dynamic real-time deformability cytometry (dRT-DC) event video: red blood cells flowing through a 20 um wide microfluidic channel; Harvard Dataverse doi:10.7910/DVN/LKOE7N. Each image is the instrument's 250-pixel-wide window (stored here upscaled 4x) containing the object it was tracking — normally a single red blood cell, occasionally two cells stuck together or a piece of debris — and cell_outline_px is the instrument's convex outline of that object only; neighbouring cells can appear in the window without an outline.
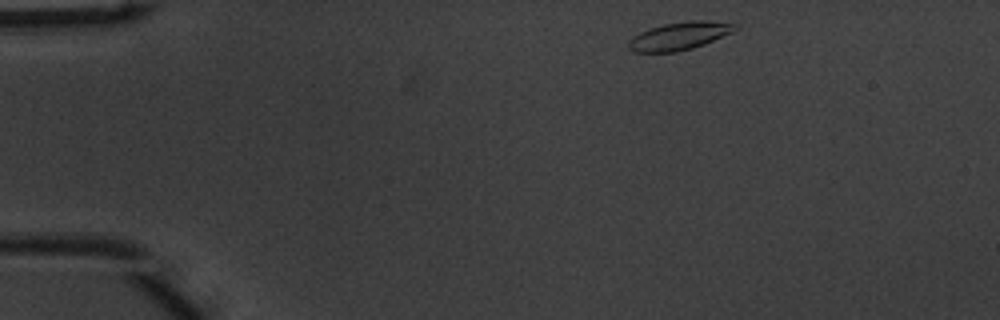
{"species": "common noctule bat (a hibernating species)", "species_latin": "Nyctalus noctula", "temperature_condition": "warm", "stored_images_in_passage": 45, "camera_frame_rate_fps": 3000, "um_per_image_px": 0.085, "animal": {"sex": "male", "body_mass_g": 20.1, "forearm_length_mm": 53.5}, "frame": {"image": 1, "passage_image": 1, "time_ms": 0.0, "image_size_px": [1000, 320], "cell_outline_px": [[740, 28], [732, 32], [704, 44], [692, 48], [676, 52], [632, 52], [628, 48], [628, 40], [632, 36], [648, 28], [664, 24], [688, 20], [704, 20], [740, 24]], "centroid_in_image_um": [57.74, 3.05], "position_along_channel_um": 27.3, "area_um2": 17.51}}
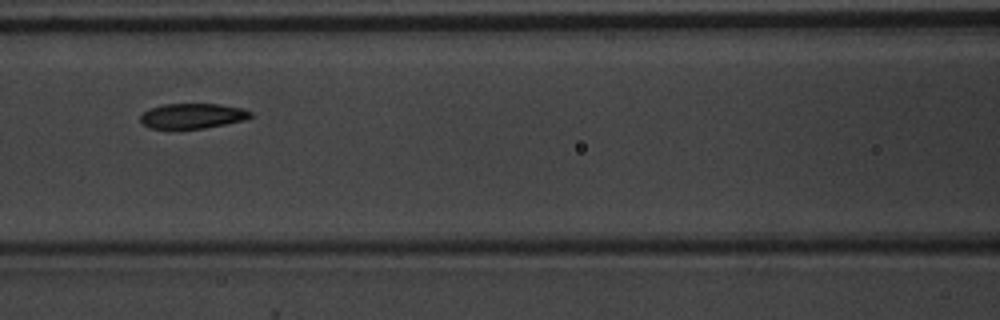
{"frame": {"image": 2, "passage_image": 16, "time_ms": 5.0, "image_size_px": [1000, 320], "cell_outline_px": [[252, 116], [244, 120], [204, 128], [172, 132], [148, 128], [140, 120], [140, 116], [144, 112], [152, 108], [164, 104], [220, 104], [240, 108], [252, 112]], "centroid_in_image_um": [16.29, 9.9], "position_along_channel_um": 150.3, "area_um2": 16.65}}
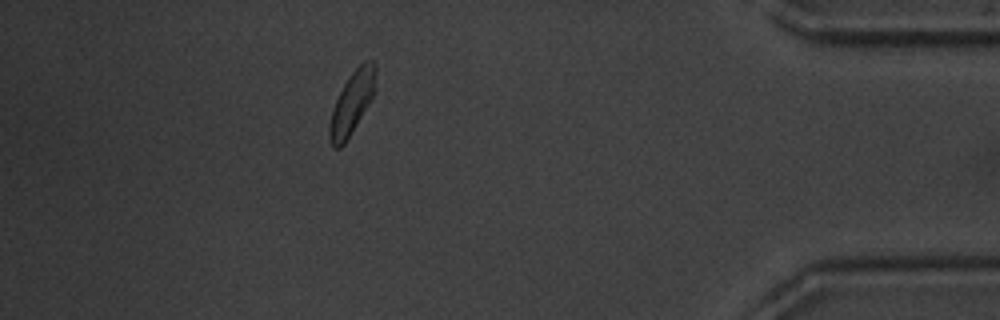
{"frame": {"image": 3, "passage_image": 39, "time_ms": 12.667, "image_size_px": [1000, 320], "cell_outline_px": [[376, 72], [372, 96], [356, 124], [344, 144], [340, 148], [332, 148], [328, 136], [328, 128], [332, 108], [344, 84], [352, 72], [364, 60], [372, 60], [376, 64]], "centroid_in_image_um": [29.87, 8.75], "position_along_channel_um": 405.3, "area_um2": 16.42}, "authors_computed_cell_mechanics": {"area_um2": 17.1088, "velocity_mm_per_s": 3.8784, "shape_relaxation_time_tau1_ms": 5.7462, "shape_relaxation_time_tau2_ms": 2.2405, "deformation_change_tau1": 0.1991, "deformation_change_tau2": 0.0788}}